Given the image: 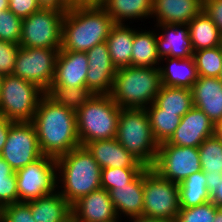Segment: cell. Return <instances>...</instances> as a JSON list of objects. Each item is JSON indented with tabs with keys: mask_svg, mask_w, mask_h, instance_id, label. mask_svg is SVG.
I'll use <instances>...</instances> for the list:
<instances>
[{
	"mask_svg": "<svg viewBox=\"0 0 222 222\" xmlns=\"http://www.w3.org/2000/svg\"><path fill=\"white\" fill-rule=\"evenodd\" d=\"M178 189L181 208H191L211 201L202 170L188 176L178 184Z\"/></svg>",
	"mask_w": 222,
	"mask_h": 222,
	"instance_id": "obj_30",
	"label": "cell"
},
{
	"mask_svg": "<svg viewBox=\"0 0 222 222\" xmlns=\"http://www.w3.org/2000/svg\"><path fill=\"white\" fill-rule=\"evenodd\" d=\"M64 12L40 8L22 20L19 45L24 48H61Z\"/></svg>",
	"mask_w": 222,
	"mask_h": 222,
	"instance_id": "obj_9",
	"label": "cell"
},
{
	"mask_svg": "<svg viewBox=\"0 0 222 222\" xmlns=\"http://www.w3.org/2000/svg\"><path fill=\"white\" fill-rule=\"evenodd\" d=\"M20 45L0 40V73L13 74L15 58Z\"/></svg>",
	"mask_w": 222,
	"mask_h": 222,
	"instance_id": "obj_40",
	"label": "cell"
},
{
	"mask_svg": "<svg viewBox=\"0 0 222 222\" xmlns=\"http://www.w3.org/2000/svg\"><path fill=\"white\" fill-rule=\"evenodd\" d=\"M98 3L111 16L115 24L132 25L136 21L152 20V0H98Z\"/></svg>",
	"mask_w": 222,
	"mask_h": 222,
	"instance_id": "obj_25",
	"label": "cell"
},
{
	"mask_svg": "<svg viewBox=\"0 0 222 222\" xmlns=\"http://www.w3.org/2000/svg\"><path fill=\"white\" fill-rule=\"evenodd\" d=\"M8 9L24 19L40 9L37 0H9Z\"/></svg>",
	"mask_w": 222,
	"mask_h": 222,
	"instance_id": "obj_41",
	"label": "cell"
},
{
	"mask_svg": "<svg viewBox=\"0 0 222 222\" xmlns=\"http://www.w3.org/2000/svg\"><path fill=\"white\" fill-rule=\"evenodd\" d=\"M124 222H172L166 219L153 218L147 216H138L124 219Z\"/></svg>",
	"mask_w": 222,
	"mask_h": 222,
	"instance_id": "obj_46",
	"label": "cell"
},
{
	"mask_svg": "<svg viewBox=\"0 0 222 222\" xmlns=\"http://www.w3.org/2000/svg\"><path fill=\"white\" fill-rule=\"evenodd\" d=\"M154 103L163 112L175 113L183 117L193 107L192 90L162 85Z\"/></svg>",
	"mask_w": 222,
	"mask_h": 222,
	"instance_id": "obj_29",
	"label": "cell"
},
{
	"mask_svg": "<svg viewBox=\"0 0 222 222\" xmlns=\"http://www.w3.org/2000/svg\"><path fill=\"white\" fill-rule=\"evenodd\" d=\"M86 54L88 59L86 87L93 94L110 95L117 69L112 63L106 41L95 45Z\"/></svg>",
	"mask_w": 222,
	"mask_h": 222,
	"instance_id": "obj_14",
	"label": "cell"
},
{
	"mask_svg": "<svg viewBox=\"0 0 222 222\" xmlns=\"http://www.w3.org/2000/svg\"><path fill=\"white\" fill-rule=\"evenodd\" d=\"M145 110L155 140L158 144L168 141L180 124L181 117L175 113L163 112L154 102Z\"/></svg>",
	"mask_w": 222,
	"mask_h": 222,
	"instance_id": "obj_31",
	"label": "cell"
},
{
	"mask_svg": "<svg viewBox=\"0 0 222 222\" xmlns=\"http://www.w3.org/2000/svg\"><path fill=\"white\" fill-rule=\"evenodd\" d=\"M161 177L180 184L188 176L201 171L198 148L160 143L154 165L151 167Z\"/></svg>",
	"mask_w": 222,
	"mask_h": 222,
	"instance_id": "obj_11",
	"label": "cell"
},
{
	"mask_svg": "<svg viewBox=\"0 0 222 222\" xmlns=\"http://www.w3.org/2000/svg\"><path fill=\"white\" fill-rule=\"evenodd\" d=\"M120 111L111 95L94 94L76 111L80 145L115 138Z\"/></svg>",
	"mask_w": 222,
	"mask_h": 222,
	"instance_id": "obj_5",
	"label": "cell"
},
{
	"mask_svg": "<svg viewBox=\"0 0 222 222\" xmlns=\"http://www.w3.org/2000/svg\"><path fill=\"white\" fill-rule=\"evenodd\" d=\"M40 8L53 9L66 13L72 8L74 2L72 0H37Z\"/></svg>",
	"mask_w": 222,
	"mask_h": 222,
	"instance_id": "obj_43",
	"label": "cell"
},
{
	"mask_svg": "<svg viewBox=\"0 0 222 222\" xmlns=\"http://www.w3.org/2000/svg\"><path fill=\"white\" fill-rule=\"evenodd\" d=\"M45 94L56 104L75 112L94 95L87 87L61 86H50Z\"/></svg>",
	"mask_w": 222,
	"mask_h": 222,
	"instance_id": "obj_32",
	"label": "cell"
},
{
	"mask_svg": "<svg viewBox=\"0 0 222 222\" xmlns=\"http://www.w3.org/2000/svg\"><path fill=\"white\" fill-rule=\"evenodd\" d=\"M143 26L144 28L141 26L134 33L131 65L159 67L161 59L157 52L156 28L155 26H151V29L149 27L146 28L144 24Z\"/></svg>",
	"mask_w": 222,
	"mask_h": 222,
	"instance_id": "obj_27",
	"label": "cell"
},
{
	"mask_svg": "<svg viewBox=\"0 0 222 222\" xmlns=\"http://www.w3.org/2000/svg\"><path fill=\"white\" fill-rule=\"evenodd\" d=\"M219 78L222 80V70H221V73H220V76H219Z\"/></svg>",
	"mask_w": 222,
	"mask_h": 222,
	"instance_id": "obj_54",
	"label": "cell"
},
{
	"mask_svg": "<svg viewBox=\"0 0 222 222\" xmlns=\"http://www.w3.org/2000/svg\"><path fill=\"white\" fill-rule=\"evenodd\" d=\"M87 71L86 52L59 50L51 86L86 87Z\"/></svg>",
	"mask_w": 222,
	"mask_h": 222,
	"instance_id": "obj_18",
	"label": "cell"
},
{
	"mask_svg": "<svg viewBox=\"0 0 222 222\" xmlns=\"http://www.w3.org/2000/svg\"><path fill=\"white\" fill-rule=\"evenodd\" d=\"M85 147L94 160L103 168H146L138 159L129 153L116 138L95 140Z\"/></svg>",
	"mask_w": 222,
	"mask_h": 222,
	"instance_id": "obj_19",
	"label": "cell"
},
{
	"mask_svg": "<svg viewBox=\"0 0 222 222\" xmlns=\"http://www.w3.org/2000/svg\"><path fill=\"white\" fill-rule=\"evenodd\" d=\"M31 122L44 156L57 159L80 146L76 112L56 104L46 94L41 98Z\"/></svg>",
	"mask_w": 222,
	"mask_h": 222,
	"instance_id": "obj_1",
	"label": "cell"
},
{
	"mask_svg": "<svg viewBox=\"0 0 222 222\" xmlns=\"http://www.w3.org/2000/svg\"><path fill=\"white\" fill-rule=\"evenodd\" d=\"M215 125L205 113L193 106L183 117L174 134L167 141L170 145L198 148L214 135Z\"/></svg>",
	"mask_w": 222,
	"mask_h": 222,
	"instance_id": "obj_15",
	"label": "cell"
},
{
	"mask_svg": "<svg viewBox=\"0 0 222 222\" xmlns=\"http://www.w3.org/2000/svg\"><path fill=\"white\" fill-rule=\"evenodd\" d=\"M108 192L117 217L120 219L143 215V171L131 183L114 186Z\"/></svg>",
	"mask_w": 222,
	"mask_h": 222,
	"instance_id": "obj_21",
	"label": "cell"
},
{
	"mask_svg": "<svg viewBox=\"0 0 222 222\" xmlns=\"http://www.w3.org/2000/svg\"><path fill=\"white\" fill-rule=\"evenodd\" d=\"M198 76L219 78L222 70V45L193 52Z\"/></svg>",
	"mask_w": 222,
	"mask_h": 222,
	"instance_id": "obj_34",
	"label": "cell"
},
{
	"mask_svg": "<svg viewBox=\"0 0 222 222\" xmlns=\"http://www.w3.org/2000/svg\"><path fill=\"white\" fill-rule=\"evenodd\" d=\"M0 156L16 172L43 156L32 122H12Z\"/></svg>",
	"mask_w": 222,
	"mask_h": 222,
	"instance_id": "obj_12",
	"label": "cell"
},
{
	"mask_svg": "<svg viewBox=\"0 0 222 222\" xmlns=\"http://www.w3.org/2000/svg\"><path fill=\"white\" fill-rule=\"evenodd\" d=\"M145 168H103L101 172V188L109 191L114 186L131 183Z\"/></svg>",
	"mask_w": 222,
	"mask_h": 222,
	"instance_id": "obj_36",
	"label": "cell"
},
{
	"mask_svg": "<svg viewBox=\"0 0 222 222\" xmlns=\"http://www.w3.org/2000/svg\"><path fill=\"white\" fill-rule=\"evenodd\" d=\"M202 10L222 34V0H202Z\"/></svg>",
	"mask_w": 222,
	"mask_h": 222,
	"instance_id": "obj_42",
	"label": "cell"
},
{
	"mask_svg": "<svg viewBox=\"0 0 222 222\" xmlns=\"http://www.w3.org/2000/svg\"><path fill=\"white\" fill-rule=\"evenodd\" d=\"M26 203L36 222H72V205L57 189Z\"/></svg>",
	"mask_w": 222,
	"mask_h": 222,
	"instance_id": "obj_23",
	"label": "cell"
},
{
	"mask_svg": "<svg viewBox=\"0 0 222 222\" xmlns=\"http://www.w3.org/2000/svg\"><path fill=\"white\" fill-rule=\"evenodd\" d=\"M217 208L212 201L191 208H180L175 222H213Z\"/></svg>",
	"mask_w": 222,
	"mask_h": 222,
	"instance_id": "obj_38",
	"label": "cell"
},
{
	"mask_svg": "<svg viewBox=\"0 0 222 222\" xmlns=\"http://www.w3.org/2000/svg\"><path fill=\"white\" fill-rule=\"evenodd\" d=\"M16 202H19L16 173L0 156V210Z\"/></svg>",
	"mask_w": 222,
	"mask_h": 222,
	"instance_id": "obj_35",
	"label": "cell"
},
{
	"mask_svg": "<svg viewBox=\"0 0 222 222\" xmlns=\"http://www.w3.org/2000/svg\"><path fill=\"white\" fill-rule=\"evenodd\" d=\"M143 195V216L176 221L181 208L178 184L146 167L143 170Z\"/></svg>",
	"mask_w": 222,
	"mask_h": 222,
	"instance_id": "obj_8",
	"label": "cell"
},
{
	"mask_svg": "<svg viewBox=\"0 0 222 222\" xmlns=\"http://www.w3.org/2000/svg\"><path fill=\"white\" fill-rule=\"evenodd\" d=\"M214 135L222 142V120L215 124Z\"/></svg>",
	"mask_w": 222,
	"mask_h": 222,
	"instance_id": "obj_48",
	"label": "cell"
},
{
	"mask_svg": "<svg viewBox=\"0 0 222 222\" xmlns=\"http://www.w3.org/2000/svg\"><path fill=\"white\" fill-rule=\"evenodd\" d=\"M102 168L85 146H78L56 159V189L73 205L101 188Z\"/></svg>",
	"mask_w": 222,
	"mask_h": 222,
	"instance_id": "obj_3",
	"label": "cell"
},
{
	"mask_svg": "<svg viewBox=\"0 0 222 222\" xmlns=\"http://www.w3.org/2000/svg\"><path fill=\"white\" fill-rule=\"evenodd\" d=\"M213 222H222V208H217Z\"/></svg>",
	"mask_w": 222,
	"mask_h": 222,
	"instance_id": "obj_49",
	"label": "cell"
},
{
	"mask_svg": "<svg viewBox=\"0 0 222 222\" xmlns=\"http://www.w3.org/2000/svg\"><path fill=\"white\" fill-rule=\"evenodd\" d=\"M73 2H98V0H72Z\"/></svg>",
	"mask_w": 222,
	"mask_h": 222,
	"instance_id": "obj_51",
	"label": "cell"
},
{
	"mask_svg": "<svg viewBox=\"0 0 222 222\" xmlns=\"http://www.w3.org/2000/svg\"><path fill=\"white\" fill-rule=\"evenodd\" d=\"M161 86L159 67L131 65L117 69L110 95L120 108L146 109Z\"/></svg>",
	"mask_w": 222,
	"mask_h": 222,
	"instance_id": "obj_4",
	"label": "cell"
},
{
	"mask_svg": "<svg viewBox=\"0 0 222 222\" xmlns=\"http://www.w3.org/2000/svg\"><path fill=\"white\" fill-rule=\"evenodd\" d=\"M156 43L158 56L189 58L193 57V46L189 36L188 24H157Z\"/></svg>",
	"mask_w": 222,
	"mask_h": 222,
	"instance_id": "obj_16",
	"label": "cell"
},
{
	"mask_svg": "<svg viewBox=\"0 0 222 222\" xmlns=\"http://www.w3.org/2000/svg\"><path fill=\"white\" fill-rule=\"evenodd\" d=\"M11 123H12L11 120L0 116V154H1L3 147L6 143Z\"/></svg>",
	"mask_w": 222,
	"mask_h": 222,
	"instance_id": "obj_44",
	"label": "cell"
},
{
	"mask_svg": "<svg viewBox=\"0 0 222 222\" xmlns=\"http://www.w3.org/2000/svg\"><path fill=\"white\" fill-rule=\"evenodd\" d=\"M133 27V28H132ZM139 28L135 24H115L106 39L112 63L116 69L131 66L134 33Z\"/></svg>",
	"mask_w": 222,
	"mask_h": 222,
	"instance_id": "obj_26",
	"label": "cell"
},
{
	"mask_svg": "<svg viewBox=\"0 0 222 222\" xmlns=\"http://www.w3.org/2000/svg\"><path fill=\"white\" fill-rule=\"evenodd\" d=\"M193 106L202 110L215 125L222 120V80L198 76L192 87Z\"/></svg>",
	"mask_w": 222,
	"mask_h": 222,
	"instance_id": "obj_20",
	"label": "cell"
},
{
	"mask_svg": "<svg viewBox=\"0 0 222 222\" xmlns=\"http://www.w3.org/2000/svg\"><path fill=\"white\" fill-rule=\"evenodd\" d=\"M22 20L9 9L0 11V40L19 45Z\"/></svg>",
	"mask_w": 222,
	"mask_h": 222,
	"instance_id": "obj_37",
	"label": "cell"
},
{
	"mask_svg": "<svg viewBox=\"0 0 222 222\" xmlns=\"http://www.w3.org/2000/svg\"><path fill=\"white\" fill-rule=\"evenodd\" d=\"M19 202H27L56 190V159L42 156L32 164L17 170Z\"/></svg>",
	"mask_w": 222,
	"mask_h": 222,
	"instance_id": "obj_13",
	"label": "cell"
},
{
	"mask_svg": "<svg viewBox=\"0 0 222 222\" xmlns=\"http://www.w3.org/2000/svg\"><path fill=\"white\" fill-rule=\"evenodd\" d=\"M151 21L157 24H188L201 10L202 0H152Z\"/></svg>",
	"mask_w": 222,
	"mask_h": 222,
	"instance_id": "obj_22",
	"label": "cell"
},
{
	"mask_svg": "<svg viewBox=\"0 0 222 222\" xmlns=\"http://www.w3.org/2000/svg\"><path fill=\"white\" fill-rule=\"evenodd\" d=\"M9 0H0V11H5L8 9Z\"/></svg>",
	"mask_w": 222,
	"mask_h": 222,
	"instance_id": "obj_50",
	"label": "cell"
},
{
	"mask_svg": "<svg viewBox=\"0 0 222 222\" xmlns=\"http://www.w3.org/2000/svg\"><path fill=\"white\" fill-rule=\"evenodd\" d=\"M116 218L109 192L103 188L81 197L72 205V222H110Z\"/></svg>",
	"mask_w": 222,
	"mask_h": 222,
	"instance_id": "obj_17",
	"label": "cell"
},
{
	"mask_svg": "<svg viewBox=\"0 0 222 222\" xmlns=\"http://www.w3.org/2000/svg\"><path fill=\"white\" fill-rule=\"evenodd\" d=\"M116 140L145 167H152L159 148L145 109L121 108Z\"/></svg>",
	"mask_w": 222,
	"mask_h": 222,
	"instance_id": "obj_6",
	"label": "cell"
},
{
	"mask_svg": "<svg viewBox=\"0 0 222 222\" xmlns=\"http://www.w3.org/2000/svg\"><path fill=\"white\" fill-rule=\"evenodd\" d=\"M211 201L217 206L222 208V181L217 186V189L210 195Z\"/></svg>",
	"mask_w": 222,
	"mask_h": 222,
	"instance_id": "obj_47",
	"label": "cell"
},
{
	"mask_svg": "<svg viewBox=\"0 0 222 222\" xmlns=\"http://www.w3.org/2000/svg\"><path fill=\"white\" fill-rule=\"evenodd\" d=\"M159 70L163 86L192 89L193 84L198 79L197 68L193 57L161 58Z\"/></svg>",
	"mask_w": 222,
	"mask_h": 222,
	"instance_id": "obj_24",
	"label": "cell"
},
{
	"mask_svg": "<svg viewBox=\"0 0 222 222\" xmlns=\"http://www.w3.org/2000/svg\"><path fill=\"white\" fill-rule=\"evenodd\" d=\"M198 151L205 175H222V142L213 135L202 142Z\"/></svg>",
	"mask_w": 222,
	"mask_h": 222,
	"instance_id": "obj_33",
	"label": "cell"
},
{
	"mask_svg": "<svg viewBox=\"0 0 222 222\" xmlns=\"http://www.w3.org/2000/svg\"><path fill=\"white\" fill-rule=\"evenodd\" d=\"M114 25L98 2H74L63 16L60 50L87 52L105 42Z\"/></svg>",
	"mask_w": 222,
	"mask_h": 222,
	"instance_id": "obj_2",
	"label": "cell"
},
{
	"mask_svg": "<svg viewBox=\"0 0 222 222\" xmlns=\"http://www.w3.org/2000/svg\"><path fill=\"white\" fill-rule=\"evenodd\" d=\"M0 222H36L26 202H16L0 210Z\"/></svg>",
	"mask_w": 222,
	"mask_h": 222,
	"instance_id": "obj_39",
	"label": "cell"
},
{
	"mask_svg": "<svg viewBox=\"0 0 222 222\" xmlns=\"http://www.w3.org/2000/svg\"><path fill=\"white\" fill-rule=\"evenodd\" d=\"M122 220H123V219H120L119 217H117L115 220H112V221H110V222H123Z\"/></svg>",
	"mask_w": 222,
	"mask_h": 222,
	"instance_id": "obj_53",
	"label": "cell"
},
{
	"mask_svg": "<svg viewBox=\"0 0 222 222\" xmlns=\"http://www.w3.org/2000/svg\"><path fill=\"white\" fill-rule=\"evenodd\" d=\"M188 27L194 51L222 45L221 32L203 10L188 23Z\"/></svg>",
	"mask_w": 222,
	"mask_h": 222,
	"instance_id": "obj_28",
	"label": "cell"
},
{
	"mask_svg": "<svg viewBox=\"0 0 222 222\" xmlns=\"http://www.w3.org/2000/svg\"><path fill=\"white\" fill-rule=\"evenodd\" d=\"M45 95L36 84L13 74L5 75L0 90V116L12 122H31Z\"/></svg>",
	"mask_w": 222,
	"mask_h": 222,
	"instance_id": "obj_7",
	"label": "cell"
},
{
	"mask_svg": "<svg viewBox=\"0 0 222 222\" xmlns=\"http://www.w3.org/2000/svg\"><path fill=\"white\" fill-rule=\"evenodd\" d=\"M207 190L210 195L217 189V186L222 181V175H205Z\"/></svg>",
	"mask_w": 222,
	"mask_h": 222,
	"instance_id": "obj_45",
	"label": "cell"
},
{
	"mask_svg": "<svg viewBox=\"0 0 222 222\" xmlns=\"http://www.w3.org/2000/svg\"><path fill=\"white\" fill-rule=\"evenodd\" d=\"M59 50L60 48L20 46L15 58L13 75L36 84L46 92L53 83Z\"/></svg>",
	"mask_w": 222,
	"mask_h": 222,
	"instance_id": "obj_10",
	"label": "cell"
},
{
	"mask_svg": "<svg viewBox=\"0 0 222 222\" xmlns=\"http://www.w3.org/2000/svg\"><path fill=\"white\" fill-rule=\"evenodd\" d=\"M4 76L2 73H0V90H1V87H2V83H3V79H4Z\"/></svg>",
	"mask_w": 222,
	"mask_h": 222,
	"instance_id": "obj_52",
	"label": "cell"
}]
</instances>
